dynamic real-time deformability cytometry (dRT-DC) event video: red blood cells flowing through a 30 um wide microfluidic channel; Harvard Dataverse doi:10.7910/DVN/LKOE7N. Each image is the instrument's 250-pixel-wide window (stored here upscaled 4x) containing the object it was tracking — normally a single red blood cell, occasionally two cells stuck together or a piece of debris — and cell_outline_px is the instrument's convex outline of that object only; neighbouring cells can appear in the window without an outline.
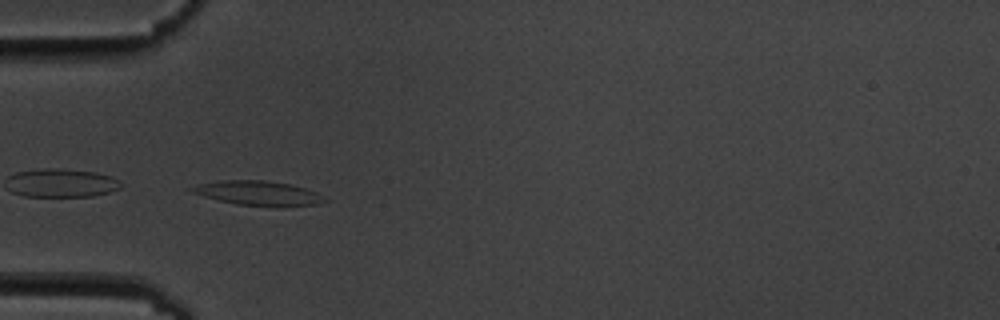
{"species": "common noctule bat (a hibernating species)", "species_latin": "Nyctalus noctula", "temperature_condition": "cold", "stored_images_in_passage": 4, "camera_frame_rate_fps": 3000, "um_per_image_px": 0.085, "animal": {"sex": "male", "body_mass_g": 19.5, "forearm_length_mm": 54.6}, "frame": {"image": 1, "passage_image": 3, "time_ms": 3.333, "image_size_px": [1000, 320], "cell_outline_px": [[328, 200], [320, 204], [276, 208], [236, 204], [204, 196], [192, 192], [188, 188], [196, 184], [220, 180], [264, 180], [292, 184], [316, 192], [324, 196]], "centroid_in_image_um": [22.0, 16.43], "position_along_channel_um": 63.0, "area_um2": 19.36}}